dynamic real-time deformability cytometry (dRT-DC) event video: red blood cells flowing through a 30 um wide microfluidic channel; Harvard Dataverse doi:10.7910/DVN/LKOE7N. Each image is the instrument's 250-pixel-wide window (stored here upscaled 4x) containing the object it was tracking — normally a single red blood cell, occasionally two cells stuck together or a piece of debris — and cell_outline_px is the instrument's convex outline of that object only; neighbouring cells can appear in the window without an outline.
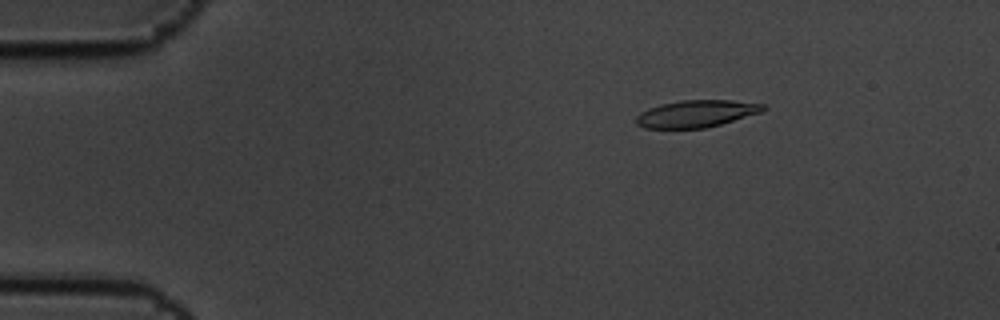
{"species": "common noctule bat (a hibernating species)", "species_latin": "Nyctalus noctula", "temperature_condition": "cold", "stored_images_in_passage": 5, "camera_frame_rate_fps": 3000, "um_per_image_px": 0.085, "animal": {"sex": "male", "body_mass_g": 19.5, "forearm_length_mm": 54.6}, "frame": {"image": 1, "passage_image": 3, "time_ms": 0.667, "image_size_px": [1000, 320], "cell_outline_px": [[768, 108], [760, 112], [720, 124], [704, 128], [644, 128], [636, 124], [636, 116], [640, 112], [648, 108], [660, 104], [680, 100], [732, 100], [764, 104]], "centroid_in_image_um": [59.15, 9.65], "position_along_channel_um": 25.8, "area_um2": 20.0}}